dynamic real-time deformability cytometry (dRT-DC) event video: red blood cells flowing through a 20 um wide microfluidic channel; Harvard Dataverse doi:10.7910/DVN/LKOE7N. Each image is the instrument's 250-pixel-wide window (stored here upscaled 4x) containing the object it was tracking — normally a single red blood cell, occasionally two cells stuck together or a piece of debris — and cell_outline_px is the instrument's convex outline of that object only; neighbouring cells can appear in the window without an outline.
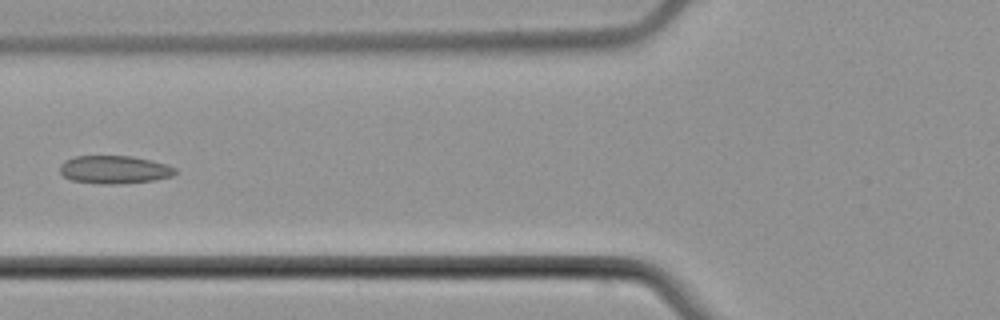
{"species": "common noctule bat (a hibernating species)", "species_latin": "Nyctalus noctula", "temperature_condition": "cold", "stored_images_in_passage": 6, "camera_frame_rate_fps": 3000, "um_per_image_px": 0.085, "animal": {"sex": "male", "body_mass_g": 21.5, "forearm_length_mm": 52.0}, "frame": {"image": 1, "passage_image": 6, "time_ms": 6.333, "image_size_px": [1000, 320], "cell_outline_px": [[176, 172], [172, 176], [156, 180], [116, 184], [100, 184], [72, 180], [64, 176], [60, 172], [60, 164], [64, 160], [76, 156], [132, 156], [168, 164], [176, 168]], "centroid_in_image_um": [9.73, 14.41], "position_along_channel_um": 116.1, "area_um2": 18.9}}